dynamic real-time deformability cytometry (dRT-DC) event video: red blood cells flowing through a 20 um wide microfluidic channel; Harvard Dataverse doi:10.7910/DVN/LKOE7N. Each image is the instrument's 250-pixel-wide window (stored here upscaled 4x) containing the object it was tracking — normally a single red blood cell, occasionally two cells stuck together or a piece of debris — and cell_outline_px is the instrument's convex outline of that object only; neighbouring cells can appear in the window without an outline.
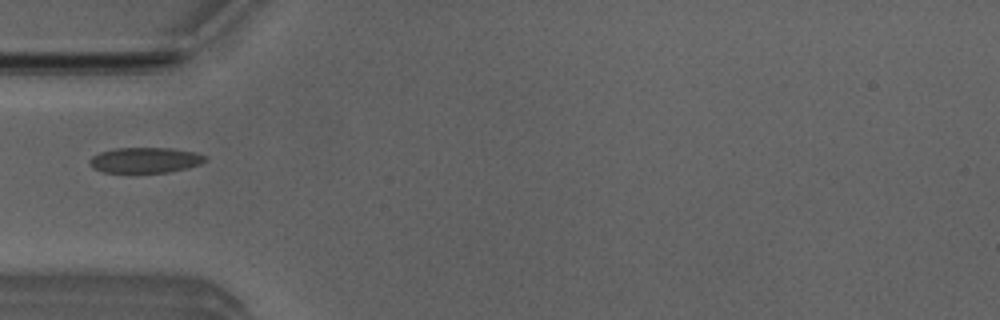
{"species": "Egyptian fruit bat (a non-hibernating species)", "species_latin": "Rousettus aegyptiacus", "temperature_condition": "room temperature", "stored_images_in_passage": 3, "camera_frame_rate_fps": 3000, "um_per_image_px": 0.085, "animal": {"sex": "male"}, "frame": {"image": 1, "passage_image": 3, "time_ms": 0.667, "image_size_px": [1000, 320], "cell_outline_px": [[208, 160], [200, 164], [188, 168], [168, 172], [136, 176], [104, 172], [92, 168], [88, 164], [88, 160], [92, 156], [100, 152], [116, 148], [172, 148], [196, 152], [204, 156]], "centroid_in_image_um": [12.29, 13.66], "position_along_channel_um": 72.7, "area_um2": 18.15}}